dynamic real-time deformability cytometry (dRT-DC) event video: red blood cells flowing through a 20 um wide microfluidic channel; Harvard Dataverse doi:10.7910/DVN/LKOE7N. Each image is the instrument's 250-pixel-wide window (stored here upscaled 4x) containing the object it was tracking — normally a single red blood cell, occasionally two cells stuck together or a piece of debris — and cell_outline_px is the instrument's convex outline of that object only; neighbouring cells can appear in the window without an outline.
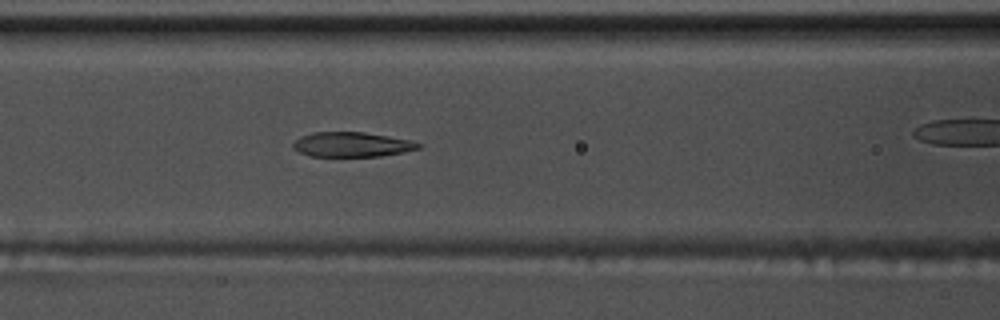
{"species": "common noctule bat (a hibernating species)", "species_latin": "Nyctalus noctula", "temperature_condition": "warm", "stored_images_in_passage": 45, "camera_frame_rate_fps": 3000, "um_per_image_px": 0.085, "animal": {"sex": "male", "body_mass_g": 17.5, "forearm_length_mm": 52.3}, "frame": {"image": 1, "passage_image": 24, "time_ms": 7.667, "image_size_px": [1000, 320], "cell_outline_px": [[424, 144], [420, 148], [404, 152], [380, 156], [308, 156], [292, 148], [292, 144], [300, 136], [312, 132], [364, 132], [388, 136], [408, 140]], "centroid_in_image_um": [29.89, 12.28], "position_along_channel_um": 136.7, "area_um2": 18.09}}
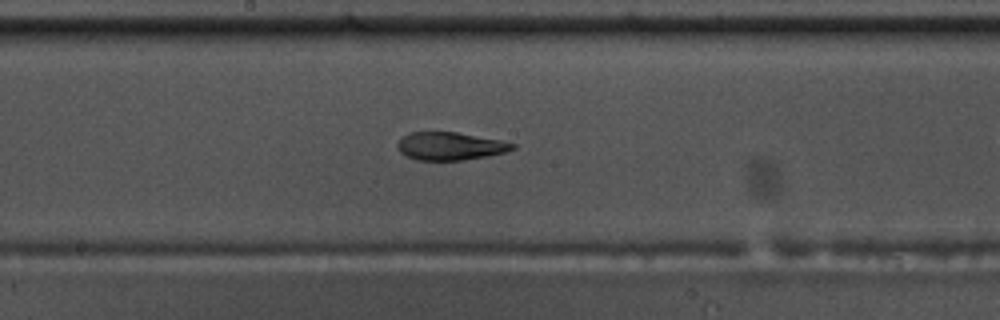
{"frame": {"image": 2, "passage_image": 30, "time_ms": 9.667, "image_size_px": [1000, 320], "cell_outline_px": [[516, 148], [504, 152], [488, 156], [464, 160], [416, 160], [400, 152], [396, 148], [396, 144], [408, 132], [456, 132], [500, 140], [516, 144]], "centroid_in_image_um": [38.25, 12.42], "position_along_channel_um": 210.0, "area_um2": 18.67}}
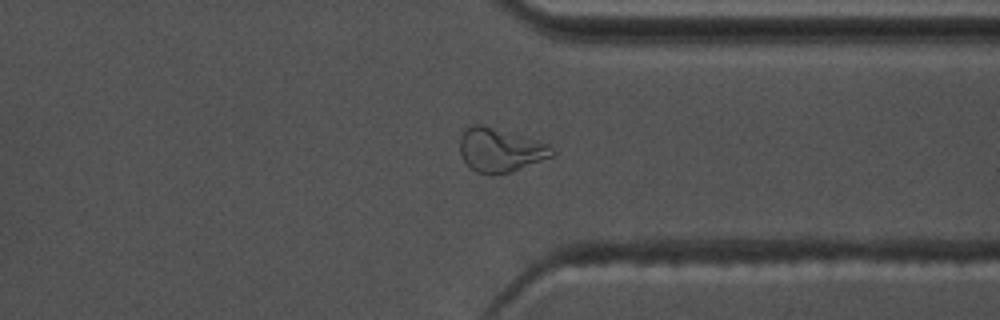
{"frame": {"image": 3, "passage_image": 43, "time_ms": 14.0, "image_size_px": [1000, 320], "cell_outline_px": [[556, 152], [552, 156], [508, 172], [492, 176], [476, 172], [464, 160], [460, 152], [460, 136], [464, 128], [472, 124], [484, 124], [536, 140], [548, 144]], "centroid_in_image_um": [42.47, 12.73], "position_along_channel_um": 368.9, "area_um2": 23.41}}